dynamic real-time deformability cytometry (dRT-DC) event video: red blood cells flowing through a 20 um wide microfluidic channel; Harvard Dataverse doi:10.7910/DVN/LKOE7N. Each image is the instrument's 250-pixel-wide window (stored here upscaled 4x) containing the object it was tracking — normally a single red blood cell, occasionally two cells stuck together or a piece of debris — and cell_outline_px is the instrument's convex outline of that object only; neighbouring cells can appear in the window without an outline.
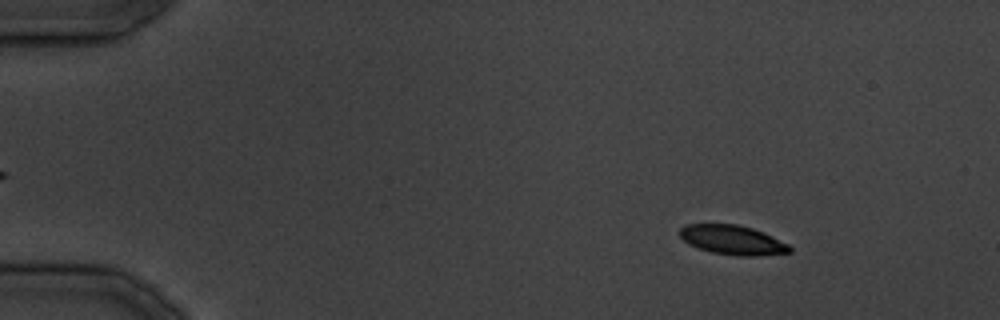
{"species": "common noctule bat (a hibernating species)", "species_latin": "Nyctalus noctula", "temperature_condition": "cold", "stored_images_in_passage": 22, "camera_frame_rate_fps": 3000, "um_per_image_px": 0.085, "animal": {"sex": "male", "body_mass_g": 19.5, "forearm_length_mm": 54.6}, "frame": {"image": 1, "passage_image": 4, "time_ms": 4.333, "image_size_px": [1000, 320], "cell_outline_px": [[792, 252], [756, 256], [736, 256], [712, 252], [696, 248], [688, 244], [680, 236], [680, 228], [684, 224], [736, 224], [752, 228], [764, 232], [788, 244], [792, 248]], "centroid_in_image_um": [62.26, 20.4], "position_along_channel_um": 22.7, "area_um2": 18.96}}
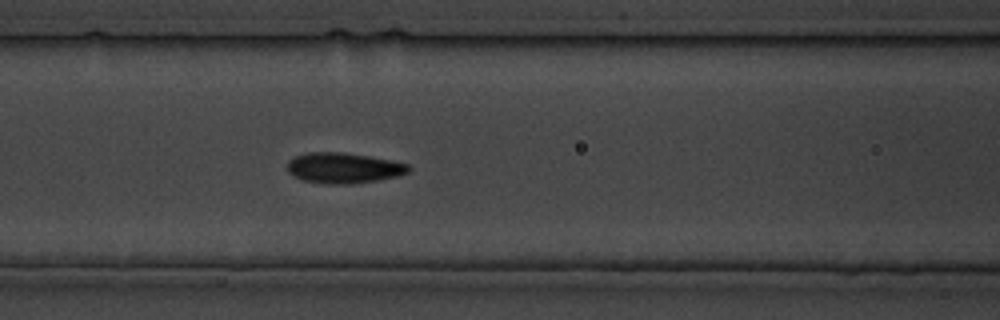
{"frame": {"image": 2, "passage_image": 15, "time_ms": 17.667, "image_size_px": [1000, 320], "cell_outline_px": [[412, 168], [408, 172], [396, 176], [376, 180], [348, 184], [332, 184], [304, 180], [292, 176], [288, 172], [288, 160], [296, 156], [308, 152], [344, 152], [368, 156], [408, 164]], "centroid_in_image_um": [29.18, 14.27], "position_along_channel_um": 137.4, "area_um2": 21.33}}
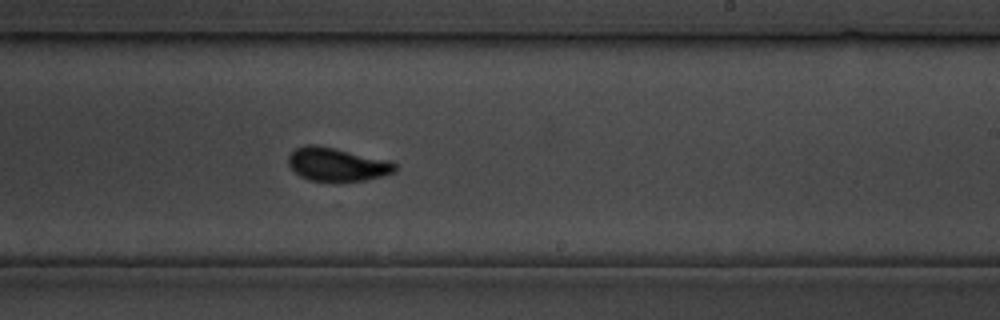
{"frame": {"image": 3, "passage_image": 22, "time_ms": 25.667, "image_size_px": [1000, 320], "cell_outline_px": [[396, 172], [364, 180], [308, 180], [300, 176], [288, 164], [288, 156], [296, 148], [304, 144], [316, 144], [392, 160], [396, 164]], "centroid_in_image_um": [28.66, 13.94], "position_along_channel_um": 260.3, "area_um2": 20.69}}